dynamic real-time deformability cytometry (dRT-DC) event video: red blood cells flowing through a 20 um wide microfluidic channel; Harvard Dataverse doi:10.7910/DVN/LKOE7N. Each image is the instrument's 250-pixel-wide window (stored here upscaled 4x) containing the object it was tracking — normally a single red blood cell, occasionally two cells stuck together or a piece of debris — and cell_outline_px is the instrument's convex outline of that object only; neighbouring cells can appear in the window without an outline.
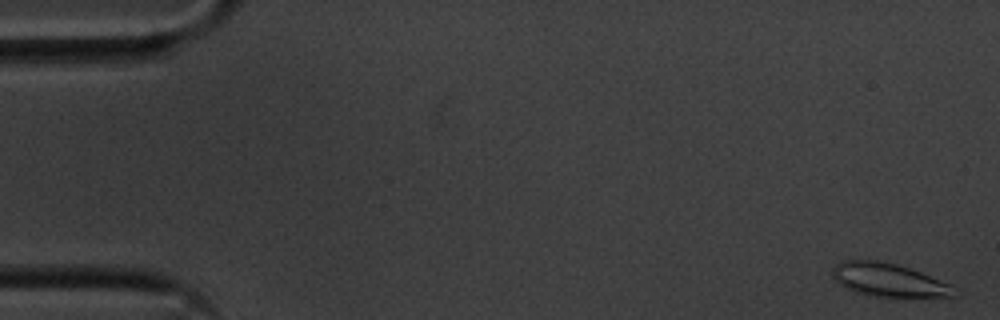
{"species": "common noctule bat (a hibernating species)", "species_latin": "Nyctalus noctula", "temperature_condition": "cold", "stored_images_in_passage": 56, "camera_frame_rate_fps": 3000, "um_per_image_px": 0.085, "animal": {"sex": "male", "body_mass_g": 20.1, "forearm_length_mm": 53.5}, "frame": {"image": 1, "passage_image": 2, "time_ms": 0.333, "image_size_px": [1000, 320], "cell_outline_px": [[960, 292], [952, 296], [872, 296], [856, 292], [840, 284], [832, 276], [832, 268], [836, 264], [844, 260], [880, 260], [896, 264], [920, 272], [952, 284]], "centroid_in_image_um": [75.54, 23.78], "position_along_channel_um": 9.5, "area_um2": 23.41}}
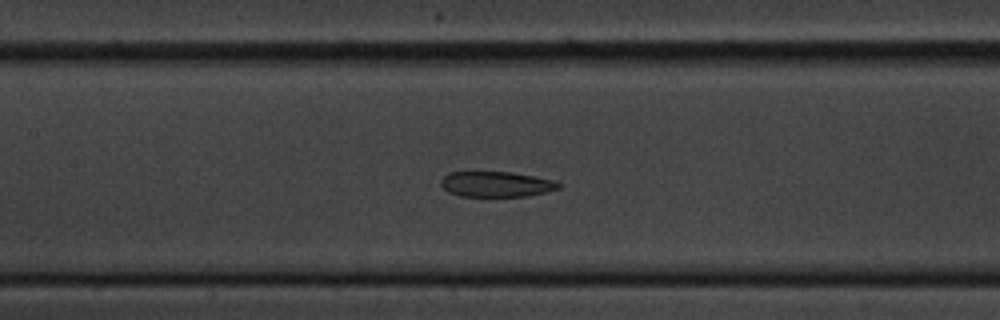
{"frame": {"image": 2, "passage_image": 26, "time_ms": 8.333, "image_size_px": [1000, 320], "cell_outline_px": [[560, 188], [548, 192], [528, 196], [460, 196], [448, 192], [440, 184], [440, 180], [448, 172], [512, 172], [536, 176], [556, 180], [560, 184]], "centroid_in_image_um": [42.21, 15.65], "position_along_channel_um": 165.2, "area_um2": 17.63}}
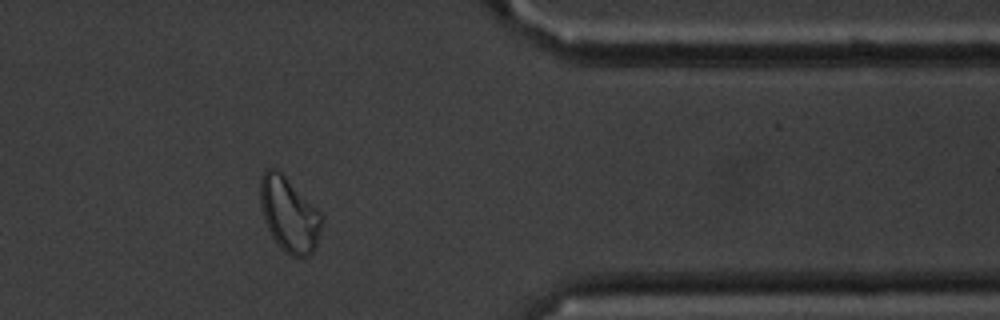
{"frame": {"image": 3, "passage_image": 46, "time_ms": 15.0, "image_size_px": [1000, 320], "cell_outline_px": [[324, 220], [316, 248], [308, 256], [292, 256], [284, 252], [280, 248], [272, 236], [264, 220], [260, 204], [260, 176], [268, 168], [276, 168], [324, 216]], "centroid_in_image_um": [24.58, 18.26], "position_along_channel_um": 386.8, "area_um2": 26.65}, "authors_computed_cell_mechanics": {"area_um2": 20.7213, "velocity_mm_per_s": 3.5834, "shape_relaxation_time_tau1_ms": 5.9682, "shape_relaxation_time_tau2_ms": 1.4077, "deformation_change_tau1": 0.1536, "deformation_change_tau2": 0.0795}}